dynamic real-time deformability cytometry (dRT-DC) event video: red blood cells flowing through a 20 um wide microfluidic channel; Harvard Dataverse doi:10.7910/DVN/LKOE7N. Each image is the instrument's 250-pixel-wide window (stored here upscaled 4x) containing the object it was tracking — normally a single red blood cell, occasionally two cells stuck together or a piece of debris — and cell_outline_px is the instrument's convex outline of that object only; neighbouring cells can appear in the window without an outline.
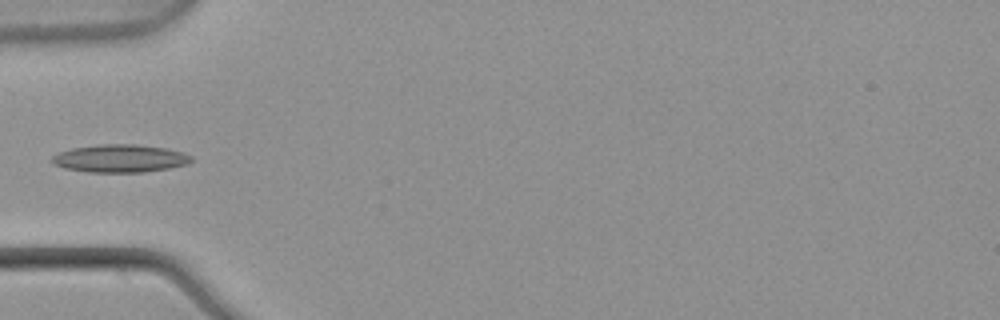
{"species": "common noctule bat (a hibernating species)", "species_latin": "Nyctalus noctula", "temperature_condition": "warm", "stored_images_in_passage": 4, "camera_frame_rate_fps": 3000, "um_per_image_px": 0.085, "animal": {"sex": "male", "body_mass_g": 21.5, "forearm_length_mm": 52.0}, "frame": {"image": 1, "passage_image": 4, "time_ms": 1.0, "image_size_px": [1000, 320], "cell_outline_px": [[192, 160], [188, 164], [168, 168], [144, 172], [88, 172], [64, 168], [52, 164], [52, 156], [60, 152], [72, 148], [100, 144], [136, 144], [164, 148], [184, 152], [192, 156]], "centroid_in_image_um": [10.2, 13.46], "position_along_channel_um": 74.8, "area_um2": 22.6}}